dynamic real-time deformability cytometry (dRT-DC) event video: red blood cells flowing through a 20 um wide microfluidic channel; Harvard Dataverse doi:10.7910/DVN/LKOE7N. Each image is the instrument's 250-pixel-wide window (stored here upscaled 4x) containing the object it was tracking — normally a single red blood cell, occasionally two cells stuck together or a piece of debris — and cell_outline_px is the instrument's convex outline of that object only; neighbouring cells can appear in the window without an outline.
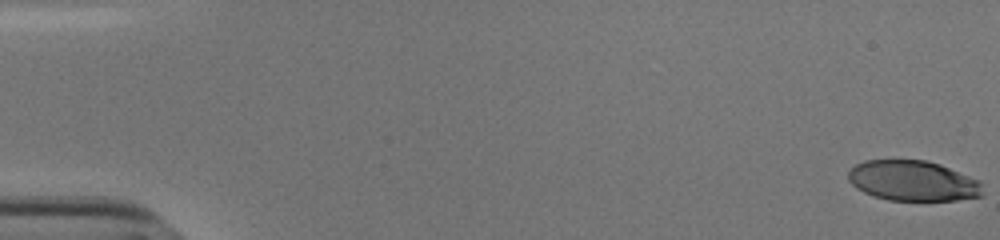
{"species": "human", "species_latin": "Homo sapiens", "temperature_condition": "cold", "stored_images_in_passage": 15, "camera_frame_rate_fps": 3000, "um_per_image_px": 0.085, "donor": {"sex": "male"}, "frame": {"image": 1, "passage_image": 1, "time_ms": 0.0, "image_size_px": [1000, 240], "cell_outline_px": [[984, 192], [980, 196], [956, 200], [888, 200], [872, 196], [856, 188], [848, 180], [848, 172], [856, 164], [864, 160], [924, 160], [940, 164], [968, 176], [976, 180], [980, 184]], "centroid_in_image_um": [77.55, 15.37], "position_along_channel_um": 7.5, "area_um2": 31.39}}